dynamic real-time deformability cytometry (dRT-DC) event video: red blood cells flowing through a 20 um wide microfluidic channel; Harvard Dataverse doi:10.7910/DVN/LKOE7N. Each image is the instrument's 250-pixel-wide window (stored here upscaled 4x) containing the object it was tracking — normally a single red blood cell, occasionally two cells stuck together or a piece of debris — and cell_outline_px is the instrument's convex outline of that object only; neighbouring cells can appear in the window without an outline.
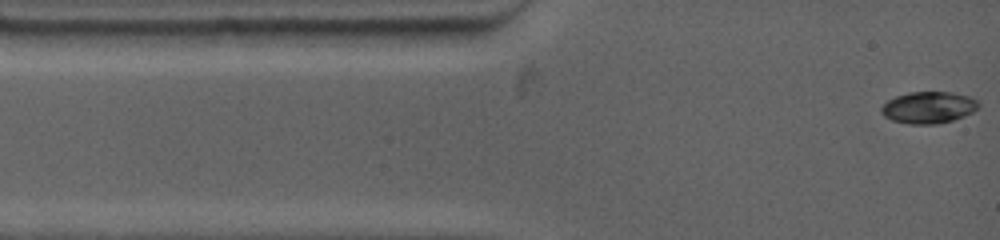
{"species": "common noctule bat (a hibernating species)", "species_latin": "Nyctalus noctula", "temperature_condition": "warm", "stored_images_in_passage": 32, "camera_frame_rate_fps": 4500, "um_per_image_px": 0.085, "animal": {"sex": "female", "body_mass_g": 19.0, "forearm_length_mm": 53.3}, "frame": {"image": 1, "passage_image": 1, "time_ms": 0.0, "image_size_px": [1000, 240], "cell_outline_px": [[980, 104], [972, 112], [964, 116], [952, 120], [936, 124], [908, 124], [892, 120], [884, 116], [880, 112], [880, 108], [888, 100], [896, 96], [908, 92], [952, 92], [968, 96], [976, 100]], "centroid_in_image_um": [78.89, 9.13], "position_along_channel_um": 6.1, "area_um2": 17.92}}
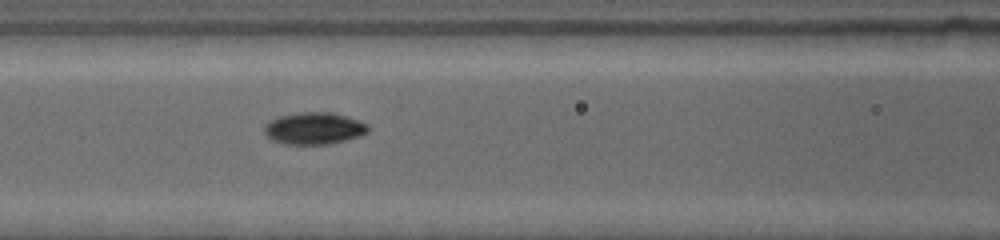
{"frame": {"image": 2, "passage_image": 19, "time_ms": 4.667, "image_size_px": [1000, 240], "cell_outline_px": [[368, 132], [360, 136], [328, 144], [284, 144], [272, 140], [264, 132], [264, 124], [280, 116], [300, 112], [332, 112], [348, 116], [360, 120], [368, 124]], "centroid_in_image_um": [26.71, 10.9], "position_along_channel_um": 139.9, "area_um2": 19.36}}
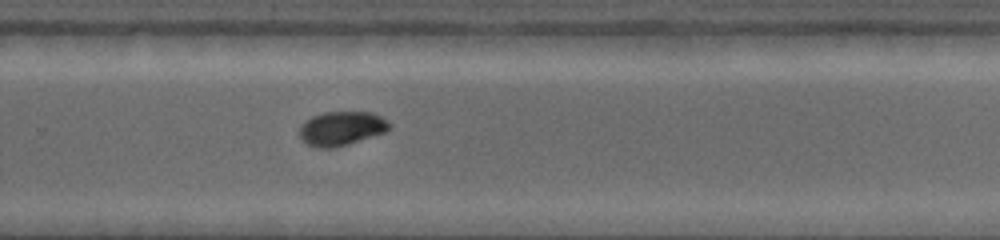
{"frame": {"image": 3, "passage_image": 32, "time_ms": 8.889, "image_size_px": [1000, 240], "cell_outline_px": [[392, 128], [388, 132], [348, 144], [332, 148], [320, 148], [308, 144], [300, 140], [300, 128], [312, 116], [324, 112], [372, 112], [388, 120], [392, 124]], "centroid_in_image_um": [29.1, 10.92], "position_along_channel_um": 300.7, "area_um2": 17.98}}